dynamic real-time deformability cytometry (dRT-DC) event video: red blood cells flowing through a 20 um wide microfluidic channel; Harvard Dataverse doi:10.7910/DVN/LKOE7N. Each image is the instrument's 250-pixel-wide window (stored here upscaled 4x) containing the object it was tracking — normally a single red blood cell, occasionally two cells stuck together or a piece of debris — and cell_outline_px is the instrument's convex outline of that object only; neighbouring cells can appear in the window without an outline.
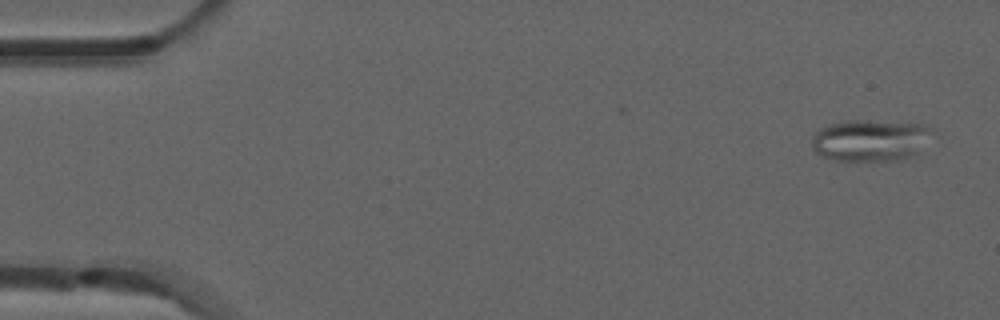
{"species": "common noctule bat (a hibernating species)", "species_latin": "Nyctalus noctula", "temperature_condition": "room temperature", "stored_images_in_passage": 4, "camera_frame_rate_fps": 3000, "um_per_image_px": 0.085, "animal": {"sex": "male", "forearm_length_mm": 52.5}, "frame": {"image": 1, "passage_image": 1, "time_ms": 0.0, "image_size_px": [1000, 320], "cell_outline_px": [[932, 132], [916, 152], [912, 156], [892, 160], [836, 160], [820, 156], [812, 148], [812, 136], [820, 128], [832, 124], [848, 120], [868, 120], [920, 124], [932, 128]], "centroid_in_image_um": [73.91, 11.91], "position_along_channel_um": 11.1, "area_um2": 28.73}}
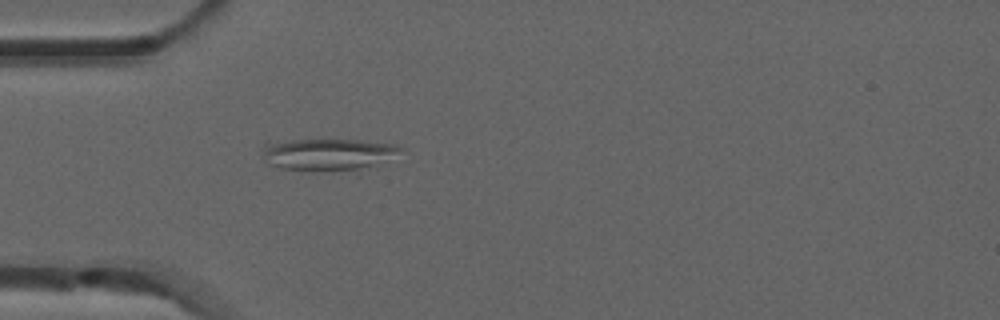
{"frame": {"image": 2, "passage_image": 4, "time_ms": 1.0, "image_size_px": [1000, 320], "cell_outline_px": [[404, 148], [360, 176], [356, 176], [312, 172], [280, 168], [268, 164], [264, 156], [264, 144], [292, 140], [356, 140], [392, 144]], "centroid_in_image_um": [27.97, 13.23], "position_along_channel_um": 57.0, "area_um2": 27.17}}